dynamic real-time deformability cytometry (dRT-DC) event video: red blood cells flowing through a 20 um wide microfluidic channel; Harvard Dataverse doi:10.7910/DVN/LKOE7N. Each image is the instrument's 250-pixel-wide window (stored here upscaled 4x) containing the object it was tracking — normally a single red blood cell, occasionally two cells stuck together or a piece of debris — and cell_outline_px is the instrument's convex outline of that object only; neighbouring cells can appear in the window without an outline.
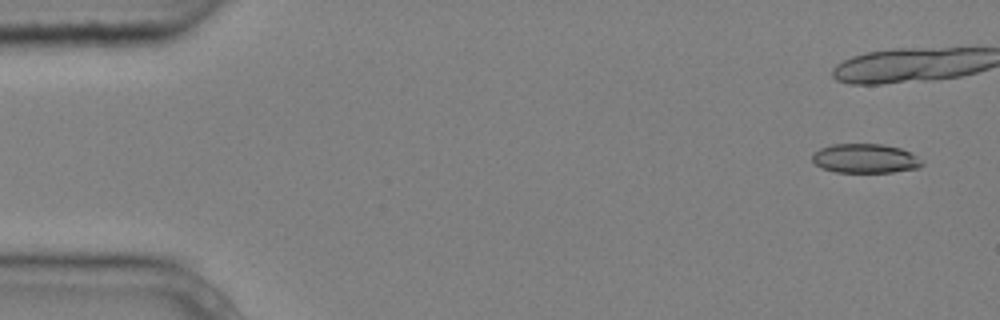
{"species": "common noctule bat (a hibernating species)", "species_latin": "Nyctalus noctula", "temperature_condition": "cold", "stored_images_in_passage": 6, "camera_frame_rate_fps": 3000, "um_per_image_px": 0.085, "animal": {"sex": "male", "body_mass_g": 20.4}, "frame": {"image": 1, "passage_image": 1, "time_ms": 0.0, "image_size_px": [1000, 320], "cell_outline_px": [[924, 164], [920, 168], [892, 172], [836, 172], [820, 168], [812, 160], [812, 152], [820, 148], [832, 144], [884, 144], [900, 148], [924, 160]], "centroid_in_image_um": [73.54, 13.47], "position_along_channel_um": 11.5, "area_um2": 18.9}}
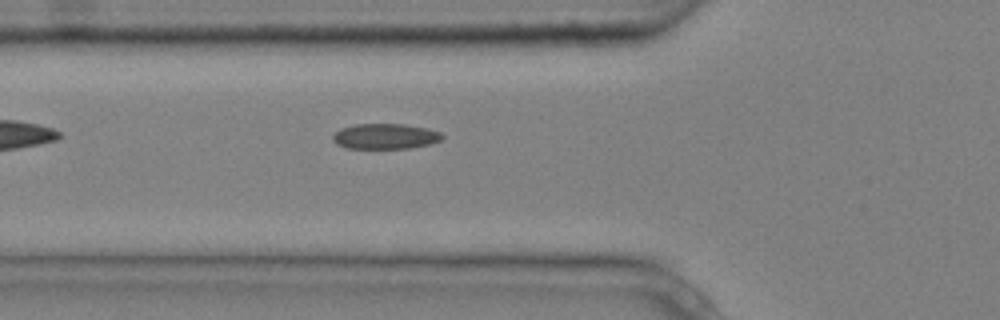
{"frame": {"image": 2, "passage_image": 6, "time_ms": 1.667, "image_size_px": [1000, 320], "cell_outline_px": [[444, 136], [440, 140], [432, 144], [408, 148], [348, 148], [336, 144], [332, 140], [332, 136], [340, 128], [356, 124], [404, 124], [428, 128], [440, 132]], "centroid_in_image_um": [32.75, 11.58], "position_along_channel_um": 93.1, "area_um2": 16.24}}